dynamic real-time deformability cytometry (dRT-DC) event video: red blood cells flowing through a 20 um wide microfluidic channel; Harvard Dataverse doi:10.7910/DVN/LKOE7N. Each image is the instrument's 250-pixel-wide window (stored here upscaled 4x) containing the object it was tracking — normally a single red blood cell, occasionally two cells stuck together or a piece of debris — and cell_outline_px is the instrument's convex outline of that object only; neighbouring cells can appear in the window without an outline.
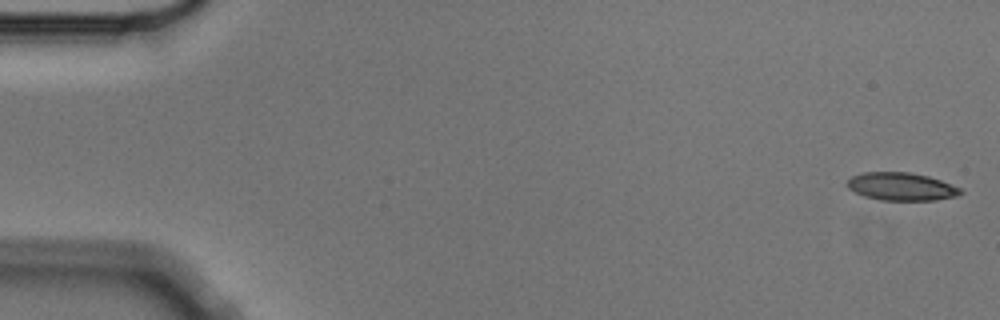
{"species": "Egyptian fruit bat (a non-hibernating species)", "species_latin": "Rousettus aegyptiacus", "temperature_condition": "cold", "stored_images_in_passage": 5, "camera_frame_rate_fps": 3000, "um_per_image_px": 0.085, "animal": {"sex": "male"}, "frame": {"image": 1, "passage_image": 1, "time_ms": 0.0, "image_size_px": [1000, 320], "cell_outline_px": [[964, 192], [956, 196], [936, 200], [880, 200], [864, 196], [848, 188], [844, 184], [852, 176], [864, 172], [908, 172], [928, 176], [940, 180], [960, 188]], "centroid_in_image_um": [76.59, 15.86], "position_along_channel_um": 8.4, "area_um2": 18.38}}
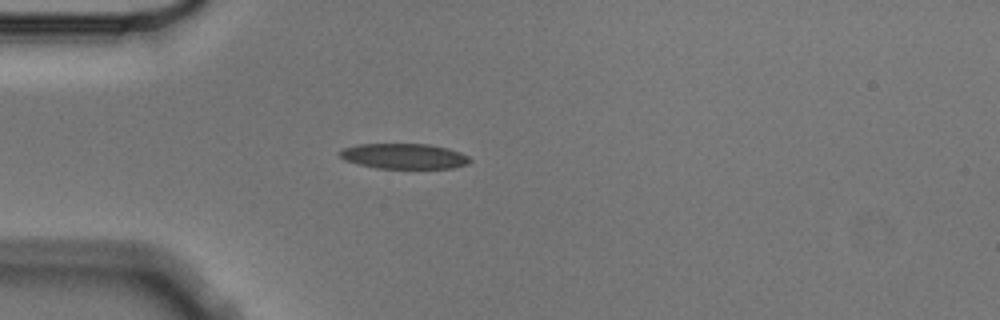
{"frame": {"image": 2, "passage_image": 5, "time_ms": 1.333, "image_size_px": [1000, 320], "cell_outline_px": [[472, 160], [468, 164], [452, 168], [376, 168], [356, 164], [344, 160], [340, 156], [340, 152], [344, 148], [356, 144], [428, 144], [448, 148], [460, 152], [468, 156]], "centroid_in_image_um": [34.34, 13.27], "position_along_channel_um": 50.7, "area_um2": 19.25}}